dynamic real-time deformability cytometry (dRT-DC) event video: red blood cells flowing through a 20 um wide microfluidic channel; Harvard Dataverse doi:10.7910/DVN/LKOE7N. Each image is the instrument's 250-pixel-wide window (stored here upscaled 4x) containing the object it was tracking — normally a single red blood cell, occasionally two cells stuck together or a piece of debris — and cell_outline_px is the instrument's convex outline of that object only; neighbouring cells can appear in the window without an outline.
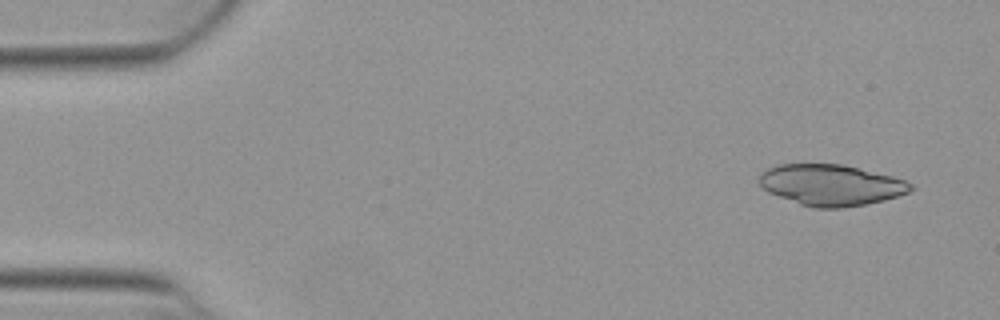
{"species": "Egyptian fruit bat (a non-hibernating species)", "species_latin": "Rousettus aegyptiacus", "temperature_condition": "warm", "stored_images_in_passage": 51, "camera_frame_rate_fps": 3000, "um_per_image_px": 0.085, "animal": {"sex": "female"}, "frame": {"image": 1, "passage_image": 3, "time_ms": 0.667, "image_size_px": [1000, 320], "cell_outline_px": [[916, 188], [908, 192], [884, 200], [864, 204], [840, 208], [812, 208], [800, 204], [768, 192], [760, 184], [760, 172], [776, 164], [840, 164], [892, 176], [904, 180], [912, 184]], "centroid_in_image_um": [70.62, 15.72], "position_along_channel_um": 14.4, "area_um2": 36.01}}